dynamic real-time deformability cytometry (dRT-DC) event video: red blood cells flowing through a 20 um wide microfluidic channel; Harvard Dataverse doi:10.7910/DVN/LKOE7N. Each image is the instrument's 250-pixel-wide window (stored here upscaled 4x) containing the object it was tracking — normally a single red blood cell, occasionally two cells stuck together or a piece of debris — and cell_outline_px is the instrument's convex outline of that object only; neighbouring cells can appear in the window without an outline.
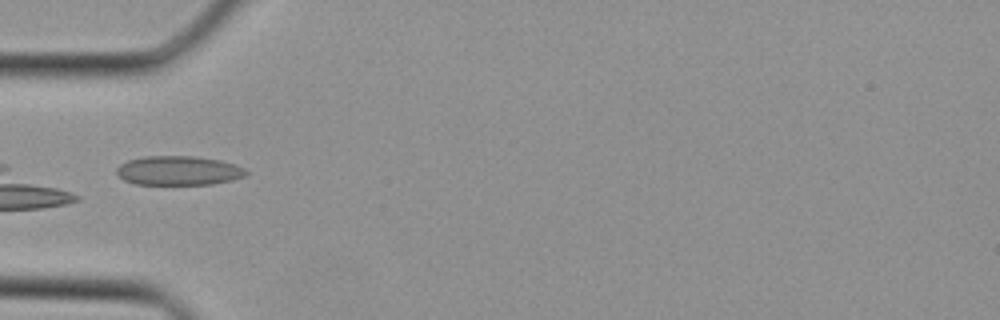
{"species": "Egyptian fruit bat (a non-hibernating species)", "species_latin": "Rousettus aegyptiacus", "temperature_condition": "cold", "stored_images_in_passage": 14, "camera_frame_rate_fps": 3000, "um_per_image_px": 0.085, "animal": {"sex": "female"}, "frame": {"image": 1, "passage_image": 1, "time_ms": 0.0, "image_size_px": [1000, 320], "cell_outline_px": [[248, 172], [244, 176], [232, 180], [212, 184], [136, 184], [124, 180], [116, 172], [116, 168], [120, 164], [128, 160], [144, 156], [196, 156], [220, 160], [244, 168]], "centroid_in_image_um": [15.16, 14.49], "position_along_channel_um": 69.8, "area_um2": 21.96}}